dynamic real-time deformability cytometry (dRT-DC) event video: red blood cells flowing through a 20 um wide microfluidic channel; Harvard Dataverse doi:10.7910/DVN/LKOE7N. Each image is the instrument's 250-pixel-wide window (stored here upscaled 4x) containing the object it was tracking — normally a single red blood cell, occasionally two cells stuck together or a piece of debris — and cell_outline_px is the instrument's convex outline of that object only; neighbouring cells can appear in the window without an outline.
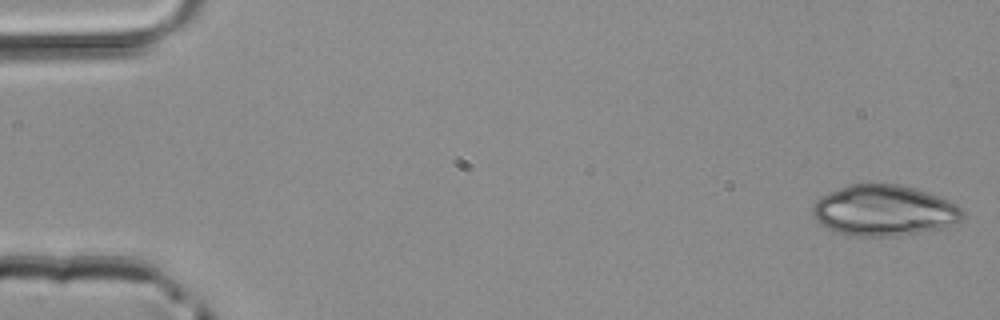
{"species": "common noctule bat (a hibernating species)", "species_latin": "Nyctalus noctula", "temperature_condition": "room temperature", "stored_images_in_passage": 46, "camera_frame_rate_fps": 3000, "um_per_image_px": 0.085, "animal": {"sex": "male", "body_mass_g": 20.4}, "frame": {"image": 1, "passage_image": 1, "time_ms": 0.0, "image_size_px": [1000, 320], "cell_outline_px": [[964, 216], [960, 224], [900, 236], [848, 236], [836, 232], [820, 224], [812, 216], [812, 208], [816, 200], [820, 196], [828, 192], [848, 184], [896, 184], [912, 188], [948, 200], [956, 204], [964, 212]], "centroid_in_image_um": [75.12, 17.91], "position_along_channel_um": 9.9, "area_um2": 44.62}}
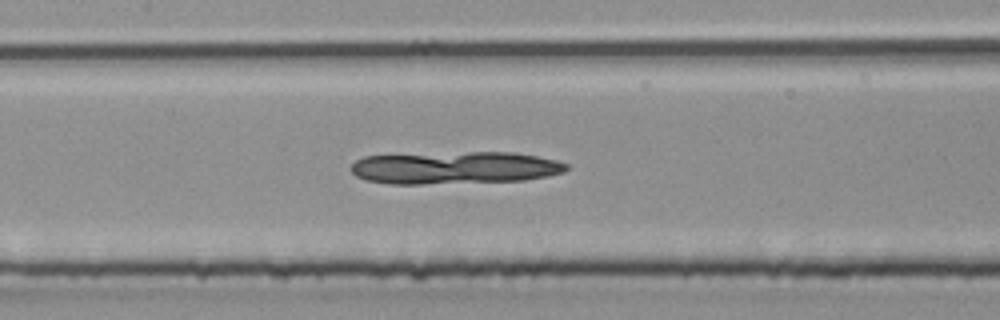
{"frame": {"image": 2, "passage_image": 22, "time_ms": 7.0, "image_size_px": [1000, 320], "cell_outline_px": [[568, 168], [564, 172], [548, 176], [524, 180], [424, 184], [388, 184], [364, 180], [356, 176], [348, 168], [356, 160], [364, 156], [468, 152], [512, 152], [536, 156], [556, 160], [568, 164]], "centroid_in_image_um": [38.63, 14.26], "position_along_channel_um": 168.8, "area_um2": 40.81}}
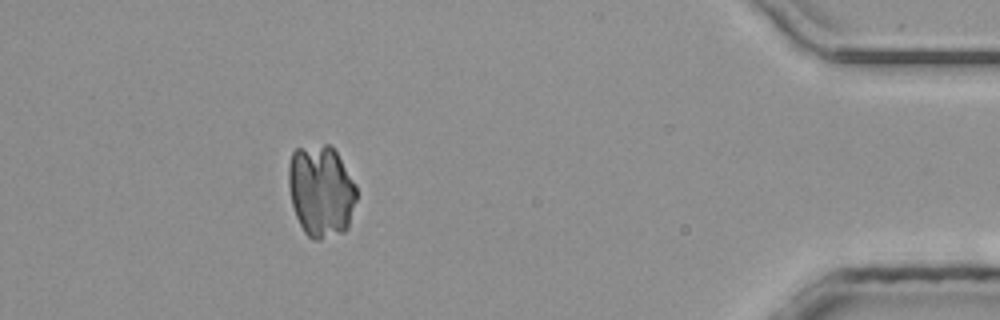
{"frame": {"image": 3, "passage_image": 42, "time_ms": 13.667, "image_size_px": [1000, 320], "cell_outline_px": [[356, 200], [348, 228], [344, 232], [320, 240], [312, 240], [304, 232], [296, 216], [292, 204], [288, 184], [288, 164], [292, 152], [296, 148], [324, 144], [328, 144], [336, 152], [356, 184]], "centroid_in_image_um": [27.28, 16.25], "position_along_channel_um": 407.9, "area_um2": 36.65}}